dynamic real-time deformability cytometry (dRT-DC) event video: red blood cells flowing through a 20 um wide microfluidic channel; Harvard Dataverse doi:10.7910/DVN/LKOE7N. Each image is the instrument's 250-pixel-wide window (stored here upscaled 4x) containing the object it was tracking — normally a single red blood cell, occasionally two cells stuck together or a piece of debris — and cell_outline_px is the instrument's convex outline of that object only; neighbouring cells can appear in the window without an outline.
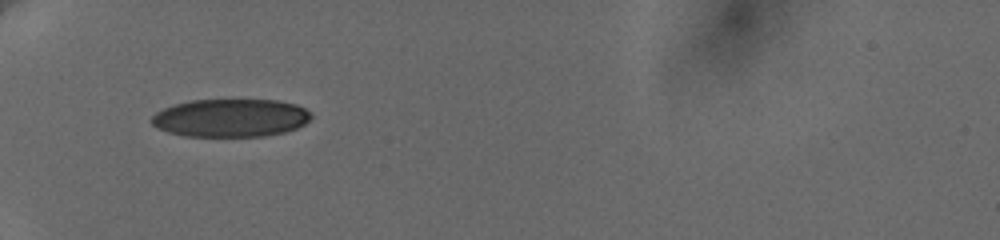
{"species": "human", "species_latin": "Homo sapiens", "temperature_condition": "cold", "stored_images_in_passage": 37, "camera_frame_rate_fps": 3000, "um_per_image_px": 0.085, "donor": {"sex": "female"}, "frame": {"image": 1, "passage_image": 1, "time_ms": 0.0, "image_size_px": [1000, 240], "cell_outline_px": [[312, 116], [304, 124], [296, 128], [284, 132], [264, 136], [184, 136], [168, 132], [152, 124], [152, 116], [156, 112], [164, 108], [176, 104], [192, 100], [280, 100], [296, 104], [312, 112]], "centroid_in_image_um": [19.63, 10.02], "position_along_channel_um": 65.4, "area_um2": 35.26}}
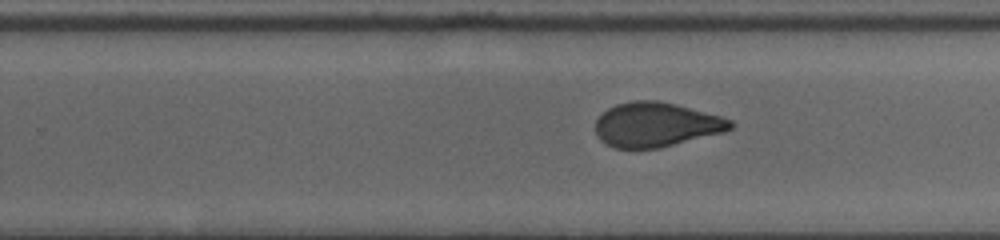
{"frame": {"image": 2, "passage_image": 19, "time_ms": 6.0, "image_size_px": [1000, 240], "cell_outline_px": [[732, 128], [724, 132], [656, 148], [616, 148], [600, 140], [596, 132], [596, 120], [608, 108], [616, 104], [632, 100], [656, 100], [676, 104], [720, 116], [732, 120]], "centroid_in_image_um": [55.75, 10.58], "position_along_channel_um": 274.0, "area_um2": 34.56}}
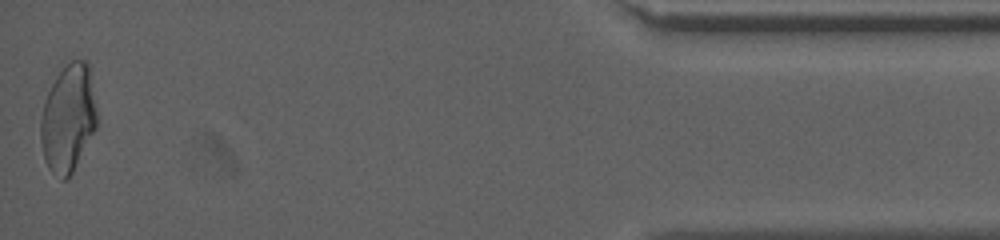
{"frame": {"image": 3, "passage_image": 37, "time_ms": 12.0, "image_size_px": [1000, 240], "cell_outline_px": [[96, 128], [72, 172], [64, 180], [60, 180], [48, 168], [44, 160], [40, 140], [40, 120], [44, 104], [48, 92], [56, 76], [72, 60], [88, 60], [96, 108]], "centroid_in_image_um": [5.78, 10.07], "position_along_channel_um": 429.4, "area_um2": 34.97}, "authors_computed_cell_mechanics": {"area_um2": 35.6048, "velocity_mm_per_s": 3.6762, "shape_relaxation_time_tau1_ms": 5.2993, "shape_relaxation_time_tau2_ms": 1.1953, "deformation_change_tau1": 0.1619, "deformation_change_tau2": 0.069}}